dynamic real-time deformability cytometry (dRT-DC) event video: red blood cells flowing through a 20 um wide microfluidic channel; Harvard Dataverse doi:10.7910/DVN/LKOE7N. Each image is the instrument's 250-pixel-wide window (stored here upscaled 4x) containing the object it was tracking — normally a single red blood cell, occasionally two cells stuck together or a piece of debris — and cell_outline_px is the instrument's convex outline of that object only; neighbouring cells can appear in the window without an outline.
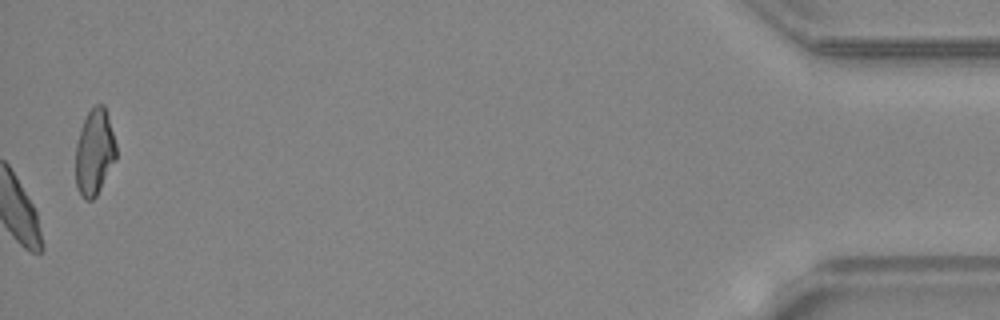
{"species": "common noctule bat (a hibernating species)", "species_latin": "Nyctalus noctula", "temperature_condition": "warm", "stored_images_in_passage": 49, "camera_frame_rate_fps": 3000, "um_per_image_px": 0.085, "animal": {"sex": "female", "body_mass_g": 24.6, "forearm_length_mm": 56.2}, "frame": {"image": 1, "passage_image": 49, "time_ms": 16.0, "image_size_px": [1000, 320], "cell_outline_px": [[116, 160], [96, 196], [92, 200], [84, 200], [76, 188], [76, 144], [80, 128], [88, 112], [96, 104], [104, 104], [108, 116], [116, 144]], "centroid_in_image_um": [8.03, 12.95], "position_along_channel_um": 427.2, "area_um2": 20.4}, "authors_computed_cell_mechanics": {"area_um2": 20.1722, "velocity_mm_per_s": 4.3806, "shape_relaxation_time_tau1_ms": 5.4665, "shape_relaxation_time_tau2_ms": 1.7735, "deformation_change_tau1": 0.1297, "deformation_change_tau2": 0.0614}}